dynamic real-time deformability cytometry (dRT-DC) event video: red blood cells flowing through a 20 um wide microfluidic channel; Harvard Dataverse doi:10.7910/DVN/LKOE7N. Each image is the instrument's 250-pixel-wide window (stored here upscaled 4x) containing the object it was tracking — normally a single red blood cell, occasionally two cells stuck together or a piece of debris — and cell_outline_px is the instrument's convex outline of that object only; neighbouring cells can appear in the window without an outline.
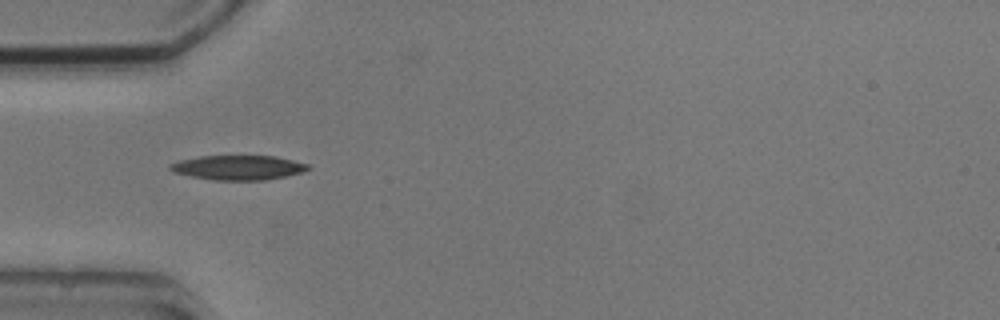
{"species": "common noctule bat (a hibernating species)", "species_latin": "Nyctalus noctula", "temperature_condition": "cold", "stored_images_in_passage": 6, "camera_frame_rate_fps": 3000, "um_per_image_px": 0.085, "animal": {"sex": "male", "body_mass_g": 20.5, "forearm_length_mm": 52.5}, "frame": {"image": 1, "passage_image": 1, "time_ms": 0.0, "image_size_px": [1000, 320], "cell_outline_px": [[308, 168], [304, 172], [264, 180], [212, 180], [172, 172], [168, 168], [168, 164], [180, 160], [200, 156], [276, 156], [308, 164]], "centroid_in_image_um": [20.2, 14.24], "position_along_channel_um": 64.8, "area_um2": 19.65}}